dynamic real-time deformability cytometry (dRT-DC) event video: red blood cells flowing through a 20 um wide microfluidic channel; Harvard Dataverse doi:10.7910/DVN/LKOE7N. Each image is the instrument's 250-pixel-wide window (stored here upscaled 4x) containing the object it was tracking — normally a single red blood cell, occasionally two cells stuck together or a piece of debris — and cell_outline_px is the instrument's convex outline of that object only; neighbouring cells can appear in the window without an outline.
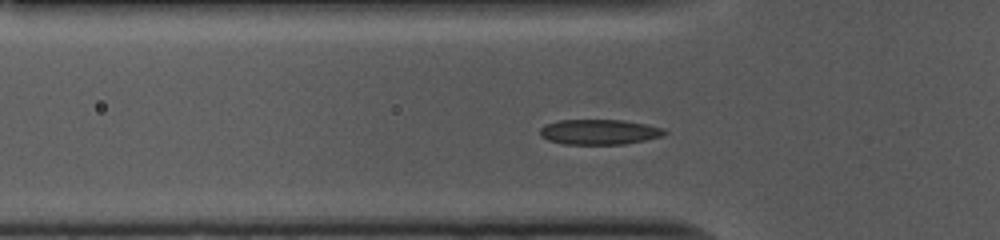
{"species": "common noctule bat (a hibernating species)", "species_latin": "Nyctalus noctula", "temperature_condition": "cold", "stored_images_in_passage": 52, "camera_frame_rate_fps": 3000, "um_per_image_px": 0.085, "animal": {"sex": "female", "body_mass_g": 10.0, "forearm_length_mm": 53.1}, "frame": {"image": 1, "passage_image": 14, "time_ms": 4.333, "image_size_px": [1000, 240], "cell_outline_px": [[668, 132], [664, 136], [624, 144], [564, 144], [548, 140], [540, 136], [540, 128], [544, 124], [556, 120], [624, 120], [664, 128]], "centroid_in_image_um": [50.92, 11.21], "position_along_channel_um": 74.9, "area_um2": 18.38}}
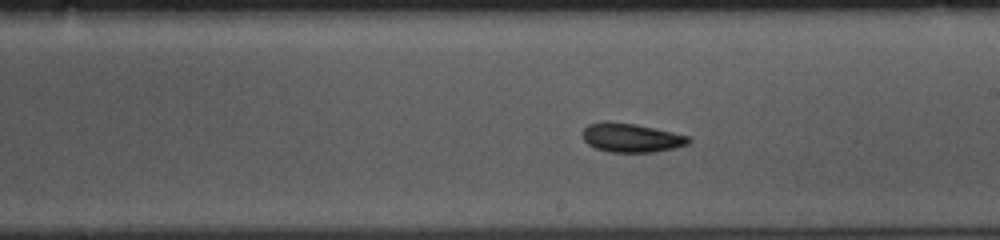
{"frame": {"image": 2, "passage_image": 27, "time_ms": 8.667, "image_size_px": [1000, 240], "cell_outline_px": [[692, 140], [688, 144], [672, 148], [652, 152], [608, 152], [596, 148], [588, 144], [584, 140], [584, 128], [588, 124], [604, 120], [608, 120], [636, 124], [672, 132], [688, 136]], "centroid_in_image_um": [53.63, 11.69], "position_along_channel_um": 235.4, "area_um2": 17.86}}
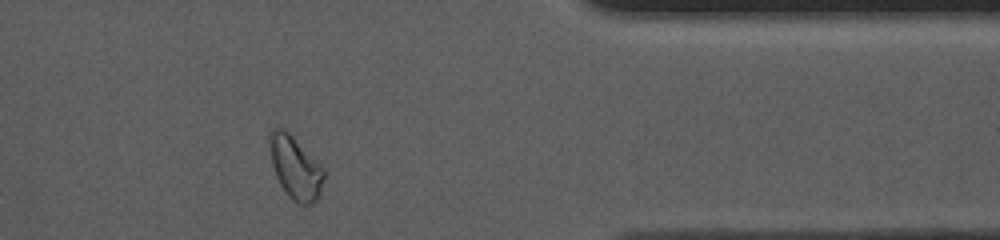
{"frame": {"image": 3, "passage_image": 41, "time_ms": 13.333, "image_size_px": [1000, 240], "cell_outline_px": [[328, 172], [320, 196], [312, 204], [304, 208], [292, 200], [288, 196], [280, 184], [276, 176], [272, 164], [268, 140], [268, 136], [272, 128], [284, 128]], "centroid_in_image_um": [25.14, 14.3], "position_along_channel_um": 386.3, "area_um2": 20.4}, "authors_computed_cell_mechanics": {"area_um2": 18.2937, "velocity_mm_per_s": 3.689, "shape_relaxation_time_tau1_ms": 2.7708, "shape_relaxation_time_tau2_ms": 6.9213, "deformation_change_tau1": 0.0922, "deformation_change_tau2": 0.1141}}